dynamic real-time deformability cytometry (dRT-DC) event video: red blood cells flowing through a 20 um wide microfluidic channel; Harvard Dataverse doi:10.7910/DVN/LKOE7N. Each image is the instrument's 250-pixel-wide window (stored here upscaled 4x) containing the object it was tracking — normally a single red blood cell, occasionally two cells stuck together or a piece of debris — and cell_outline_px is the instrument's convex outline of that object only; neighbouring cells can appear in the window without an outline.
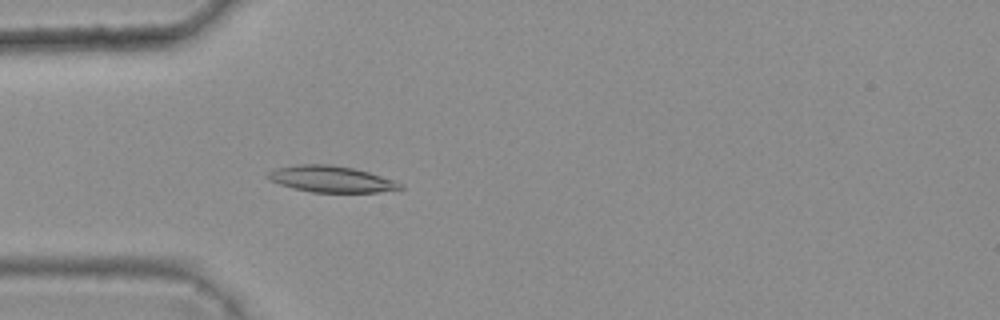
{"species": "common noctule bat (a hibernating species)", "species_latin": "Nyctalus noctula", "temperature_condition": "warm", "stored_images_in_passage": 46, "camera_frame_rate_fps": 3000, "um_per_image_px": 0.085, "animal": {"sex": "female", "body_mass_g": 25.1}, "frame": {"image": 1, "passage_image": 16, "time_ms": 5.0, "image_size_px": [1000, 320], "cell_outline_px": [[404, 188], [376, 192], [312, 192], [280, 184], [264, 176], [268, 172], [276, 168], [300, 164], [328, 164], [352, 168], [368, 172], [396, 180], [404, 184]], "centroid_in_image_um": [28.18, 15.22], "position_along_channel_um": 56.8, "area_um2": 20.11}}
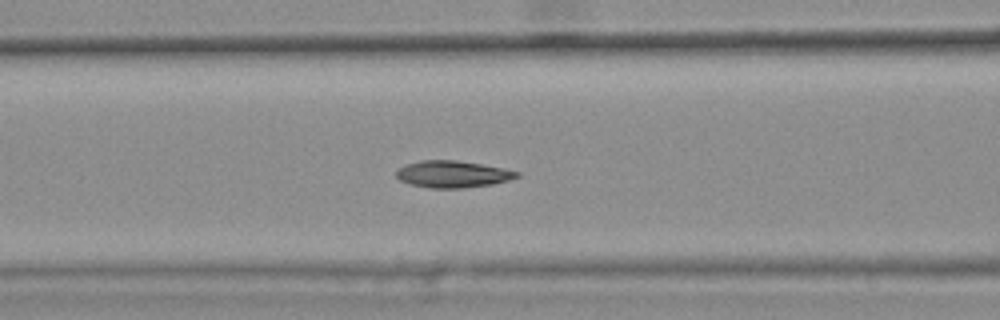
{"frame": {"image": 2, "passage_image": 22, "time_ms": 7.0, "image_size_px": [1000, 320], "cell_outline_px": [[520, 176], [508, 180], [492, 184], [464, 188], [428, 188], [412, 184], [400, 180], [396, 176], [396, 172], [400, 168], [408, 164], [424, 160], [456, 160], [480, 164], [520, 172]], "centroid_in_image_um": [38.48, 14.81], "position_along_channel_um": 128.1, "area_um2": 18.55}}
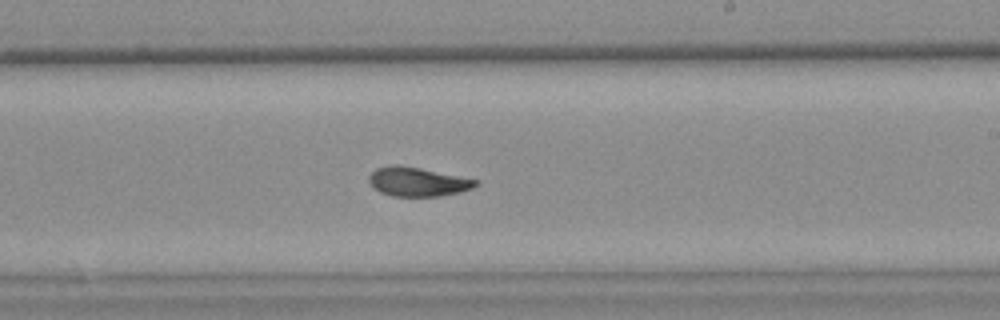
{"frame": {"image": 3, "passage_image": 32, "time_ms": 10.333, "image_size_px": [1000, 320], "cell_outline_px": [[480, 184], [472, 188], [460, 192], [440, 196], [392, 196], [380, 192], [372, 188], [368, 180], [368, 176], [376, 168], [420, 168], [480, 180]], "centroid_in_image_um": [35.56, 15.5], "position_along_channel_um": 253.4, "area_um2": 17.57}, "authors_computed_cell_mechanics": {"area_um2": 18.9295, "velocity_mm_per_s": 3.7672, "shape_relaxation_time_tau1_ms": 6.6874, "shape_relaxation_time_tau2_ms": 1.5572, "deformation_change_tau1": 0.1877, "deformation_change_tau2": 0.0701}}